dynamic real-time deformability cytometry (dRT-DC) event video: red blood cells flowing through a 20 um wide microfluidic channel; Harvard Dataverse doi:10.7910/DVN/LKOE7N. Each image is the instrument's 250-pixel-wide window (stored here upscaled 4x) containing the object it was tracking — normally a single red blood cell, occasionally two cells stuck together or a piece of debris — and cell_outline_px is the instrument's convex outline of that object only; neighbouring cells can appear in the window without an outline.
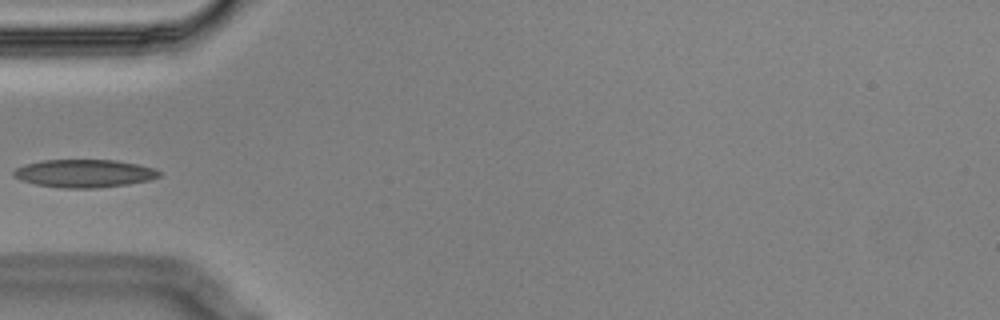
{"species": "Egyptian fruit bat (a non-hibernating species)", "species_latin": "Rousettus aegyptiacus", "temperature_condition": "cold", "stored_images_in_passage": 2, "camera_frame_rate_fps": 3000, "um_per_image_px": 0.085, "animal": {"sex": "male"}, "frame": {"image": 1, "passage_image": 2, "time_ms": 0.333, "image_size_px": [1000, 320], "cell_outline_px": [[160, 176], [148, 180], [128, 184], [96, 188], [64, 188], [36, 184], [20, 180], [12, 172], [16, 168], [28, 164], [44, 160], [116, 160], [156, 168], [160, 172]], "centroid_in_image_um": [7.19, 14.74], "position_along_channel_um": 77.8, "area_um2": 23.47}}